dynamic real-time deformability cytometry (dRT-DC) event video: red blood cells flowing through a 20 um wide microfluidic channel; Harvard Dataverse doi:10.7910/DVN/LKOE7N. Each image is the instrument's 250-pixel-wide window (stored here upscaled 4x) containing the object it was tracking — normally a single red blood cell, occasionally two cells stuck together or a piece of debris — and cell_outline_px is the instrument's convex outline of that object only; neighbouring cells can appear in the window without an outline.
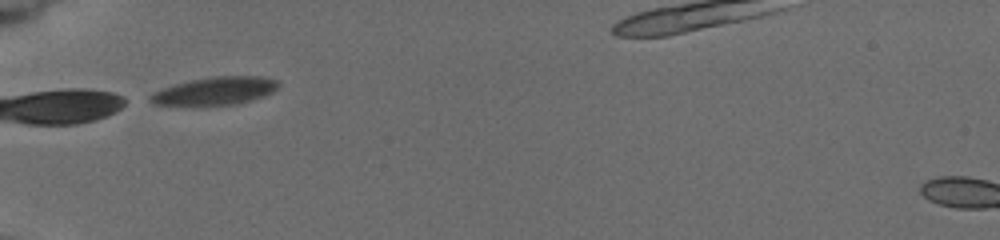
{"species": "common noctule bat (a hibernating species)", "species_latin": "Nyctalus noctula", "temperature_condition": "cold", "stored_images_in_passage": 2, "camera_frame_rate_fps": 3000, "um_per_image_px": 0.085, "animal": {"sex": "female", "body_mass_g": 19.5, "forearm_length_mm": 54.1}, "frame": {"image": 1, "passage_image": 1, "time_ms": 0.0, "image_size_px": [1000, 240], "cell_outline_px": [[280, 84], [272, 92], [236, 104], [152, 104], [148, 100], [148, 96], [152, 92], [176, 84], [192, 80], [212, 76], [260, 76], [276, 80]], "centroid_in_image_um": [18.26, 7.71], "position_along_channel_um": 66.7, "area_um2": 20.17}}
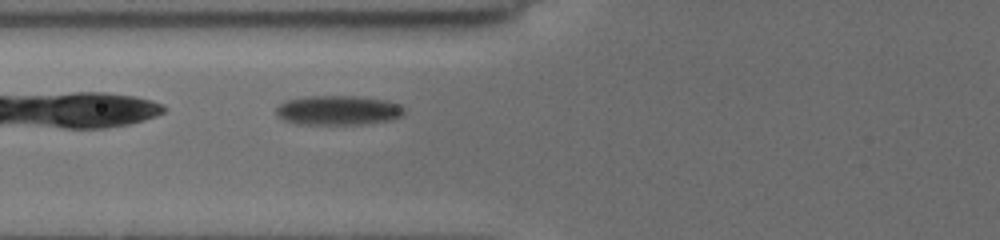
{"frame": {"image": 2, "passage_image": 2, "time_ms": 1.0, "image_size_px": [1000, 240], "cell_outline_px": [[404, 112], [400, 116], [388, 120], [364, 124], [296, 124], [284, 120], [276, 112], [276, 108], [284, 100], [308, 96], [352, 96], [388, 100], [400, 104], [404, 108]], "centroid_in_image_um": [28.73, 9.37], "position_along_channel_um": 97.1, "area_um2": 21.96}}